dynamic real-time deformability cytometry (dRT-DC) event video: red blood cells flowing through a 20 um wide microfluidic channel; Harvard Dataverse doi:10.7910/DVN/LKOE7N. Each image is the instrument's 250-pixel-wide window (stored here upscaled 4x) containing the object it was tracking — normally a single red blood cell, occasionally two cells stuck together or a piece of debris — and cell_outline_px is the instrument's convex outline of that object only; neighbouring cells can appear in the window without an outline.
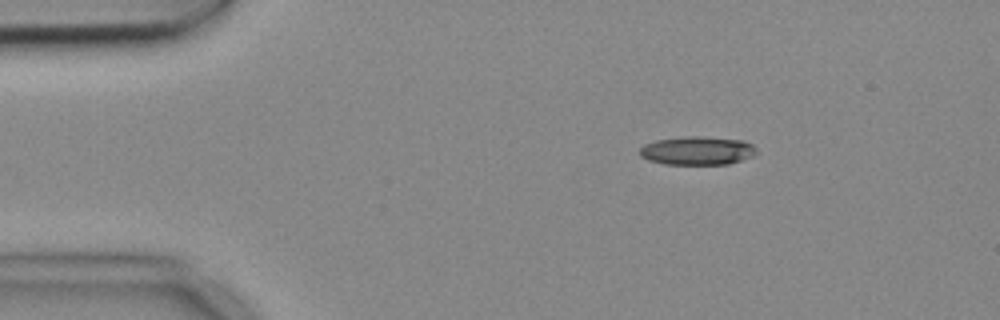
{"species": "common noctule bat (a hibernating species)", "species_latin": "Nyctalus noctula", "temperature_condition": "cold", "stored_images_in_passage": 3, "camera_frame_rate_fps": 3000, "um_per_image_px": 0.085, "animal": {"sex": "female", "body_mass_g": 18.4}, "frame": {"image": 1, "passage_image": 1, "time_ms": 0.0, "image_size_px": [1000, 320], "cell_outline_px": [[756, 152], [752, 156], [728, 164], [664, 164], [648, 160], [640, 156], [640, 148], [644, 144], [656, 140], [684, 136], [696, 136], [744, 140], [752, 144], [756, 148]], "centroid_in_image_um": [59.25, 12.8], "position_along_channel_um": 25.8, "area_um2": 19.36}}
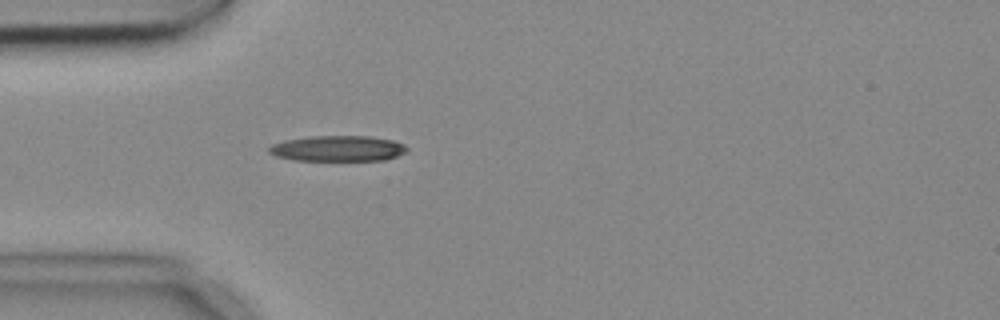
{"frame": {"image": 2, "passage_image": 3, "time_ms": 0.667, "image_size_px": [1000, 320], "cell_outline_px": [[408, 148], [404, 152], [396, 156], [384, 160], [292, 160], [276, 156], [268, 152], [268, 148], [272, 144], [284, 140], [316, 136], [368, 136], [392, 140], [404, 144]], "centroid_in_image_um": [28.69, 12.62], "position_along_channel_um": 56.3, "area_um2": 20.46}}